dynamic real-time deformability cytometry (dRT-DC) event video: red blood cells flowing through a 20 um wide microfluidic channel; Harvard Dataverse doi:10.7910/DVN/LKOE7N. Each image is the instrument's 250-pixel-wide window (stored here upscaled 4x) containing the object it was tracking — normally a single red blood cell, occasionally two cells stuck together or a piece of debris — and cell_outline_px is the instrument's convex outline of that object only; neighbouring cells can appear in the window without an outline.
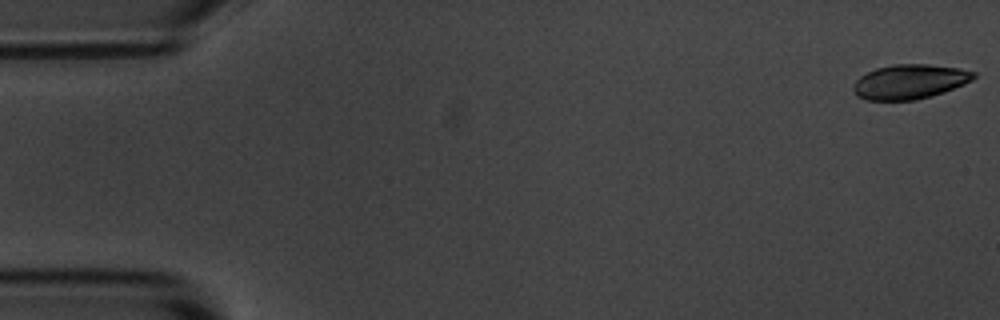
{"species": "common noctule bat (a hibernating species)", "species_latin": "Nyctalus noctula", "temperature_condition": "room temperature", "stored_images_in_passage": 4, "camera_frame_rate_fps": 3000, "um_per_image_px": 0.085, "animal": {"sex": "male", "body_mass_g": 20.1, "forearm_length_mm": 53.5}, "frame": {"image": 1, "passage_image": 1, "time_ms": 0.0, "image_size_px": [1000, 320], "cell_outline_px": [[976, 76], [972, 80], [964, 84], [944, 92], [932, 96], [916, 100], [868, 100], [856, 96], [852, 88], [852, 84], [860, 76], [876, 68], [892, 64], [928, 64], [960, 68], [976, 72]], "centroid_in_image_um": [77.32, 6.94], "position_along_channel_um": 7.7, "area_um2": 24.45}}
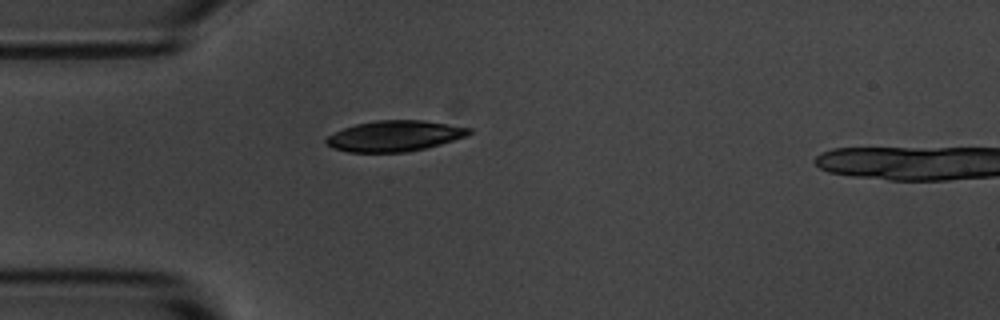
{"frame": {"image": 2, "passage_image": 4, "time_ms": 4.667, "image_size_px": [1000, 320], "cell_outline_px": [[472, 132], [464, 136], [440, 144], [408, 152], [348, 152], [332, 148], [324, 140], [328, 136], [344, 128], [356, 124], [376, 120], [424, 120], [472, 128]], "centroid_in_image_um": [33.53, 11.55], "position_along_channel_um": 51.5, "area_um2": 25.37}}